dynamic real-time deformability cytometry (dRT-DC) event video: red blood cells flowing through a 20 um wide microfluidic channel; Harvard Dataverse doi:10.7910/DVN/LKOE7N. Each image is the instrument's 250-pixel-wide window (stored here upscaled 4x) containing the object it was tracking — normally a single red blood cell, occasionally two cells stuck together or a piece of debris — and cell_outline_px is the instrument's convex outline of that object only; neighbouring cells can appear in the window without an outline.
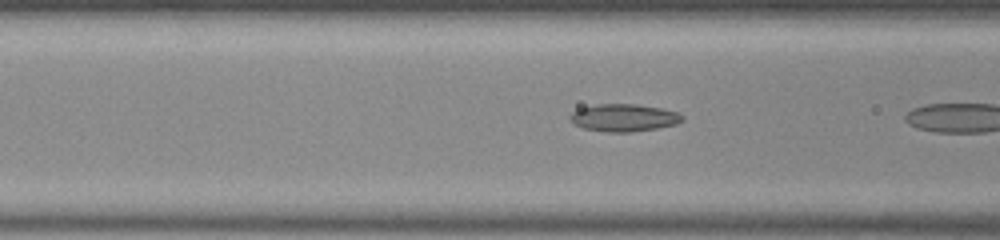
{"species": "common noctule bat (a hibernating species)", "species_latin": "Nyctalus noctula", "temperature_condition": "room temperature", "stored_images_in_passage": 7, "camera_frame_rate_fps": 3000, "um_per_image_px": 0.085, "animal": {"sex": "male", "body_mass_g": 20.0, "forearm_length_mm": 53.3}, "frame": {"image": 1, "passage_image": 6, "time_ms": 1.667, "image_size_px": [1000, 240], "cell_outline_px": [[684, 120], [676, 124], [656, 128], [632, 132], [608, 132], [584, 128], [572, 124], [568, 116], [572, 112], [580, 108], [596, 104], [636, 104], [660, 108], [676, 112], [684, 116]], "centroid_in_image_um": [53.0, 10.0], "position_along_channel_um": 113.6, "area_um2": 17.98}}